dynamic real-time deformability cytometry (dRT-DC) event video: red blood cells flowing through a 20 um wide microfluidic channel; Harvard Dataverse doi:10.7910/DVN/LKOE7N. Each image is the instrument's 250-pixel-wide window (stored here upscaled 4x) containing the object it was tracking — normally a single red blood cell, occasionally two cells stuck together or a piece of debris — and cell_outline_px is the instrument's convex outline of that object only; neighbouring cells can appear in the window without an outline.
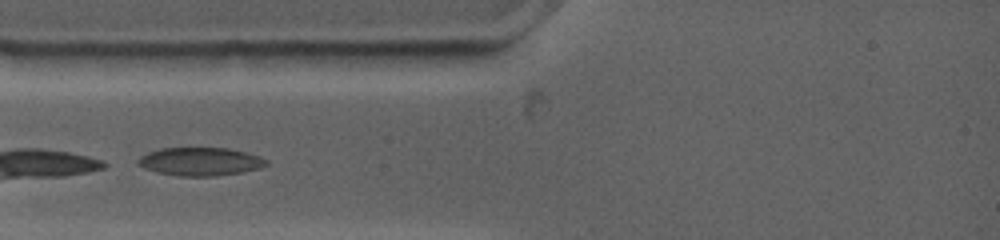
{"species": "common noctule bat (a hibernating species)", "species_latin": "Nyctalus noctula", "temperature_condition": "warm", "stored_images_in_passage": 25, "camera_frame_rate_fps": 4500, "um_per_image_px": 0.085, "animal": {"sex": "female", "body_mass_g": 19.0, "forearm_length_mm": 53.3}, "frame": {"image": 1, "passage_image": 1, "time_ms": 0.0, "image_size_px": [1000, 240], "cell_outline_px": [[268, 164], [260, 168], [240, 172], [216, 176], [180, 176], [156, 172], [144, 168], [136, 164], [136, 160], [140, 156], [148, 152], [160, 148], [228, 148], [260, 156], [268, 160]], "centroid_in_image_um": [16.99, 13.73], "position_along_channel_um": 68.0, "area_um2": 21.15}}
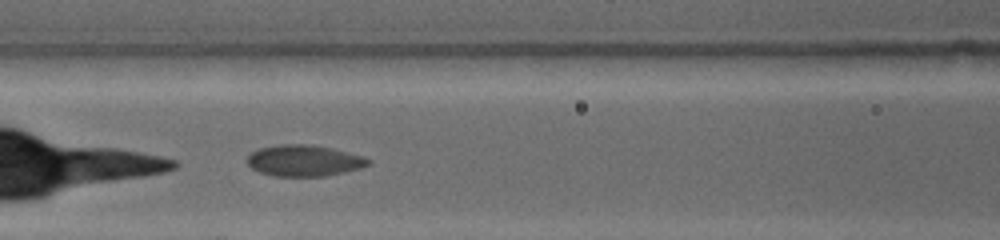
{"frame": {"image": 2, "passage_image": 7, "time_ms": 2.0, "image_size_px": [1000, 240], "cell_outline_px": [[368, 164], [360, 168], [344, 172], [324, 176], [272, 176], [260, 172], [252, 168], [244, 160], [256, 148], [280, 144], [308, 144], [332, 148], [364, 156], [368, 160]], "centroid_in_image_um": [25.78, 13.64], "position_along_channel_um": 140.8, "area_um2": 22.08}}
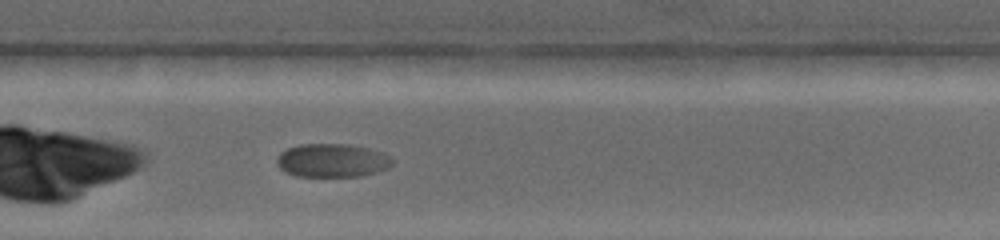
{"frame": {"image": 3, "passage_image": 18, "time_ms": 6.444, "image_size_px": [1000, 240], "cell_outline_px": [[392, 164], [388, 168], [364, 176], [296, 176], [284, 172], [276, 164], [276, 160], [280, 152], [288, 148], [300, 144], [348, 144], [368, 148], [380, 152], [388, 156], [392, 160]], "centroid_in_image_um": [28.2, 13.64], "position_along_channel_um": 301.6, "area_um2": 22.54}}